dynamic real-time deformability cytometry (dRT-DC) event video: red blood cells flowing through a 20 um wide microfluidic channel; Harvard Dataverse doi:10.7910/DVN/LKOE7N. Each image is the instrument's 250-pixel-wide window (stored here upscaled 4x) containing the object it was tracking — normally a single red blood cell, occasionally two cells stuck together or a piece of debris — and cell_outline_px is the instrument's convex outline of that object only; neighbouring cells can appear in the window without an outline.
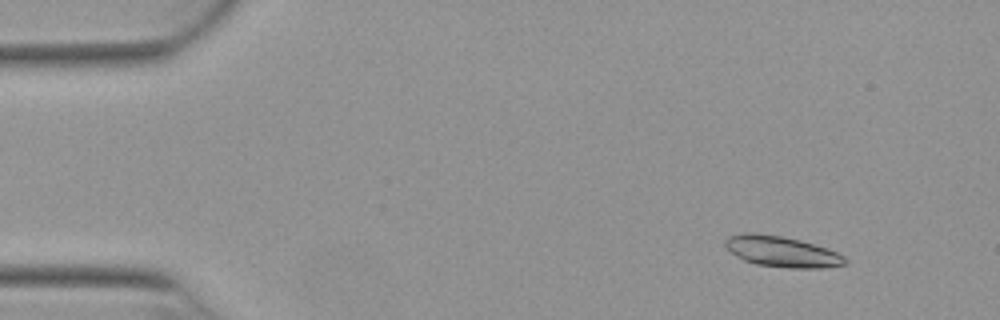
{"species": "Egyptian fruit bat (a non-hibernating species)", "species_latin": "Rousettus aegyptiacus", "temperature_condition": "warm", "stored_images_in_passage": 51, "camera_frame_rate_fps": 3000, "um_per_image_px": 0.085, "animal": {"sex": "female"}, "frame": {"image": 1, "passage_image": 5, "time_ms": 1.333, "image_size_px": [1000, 320], "cell_outline_px": [[848, 264], [820, 268], [788, 268], [756, 264], [744, 260], [736, 256], [724, 244], [724, 240], [728, 236], [744, 232], [756, 232], [780, 236], [800, 240], [828, 248], [844, 256], [848, 260]], "centroid_in_image_um": [66.46, 21.38], "position_along_channel_um": 18.5, "area_um2": 21.62}}
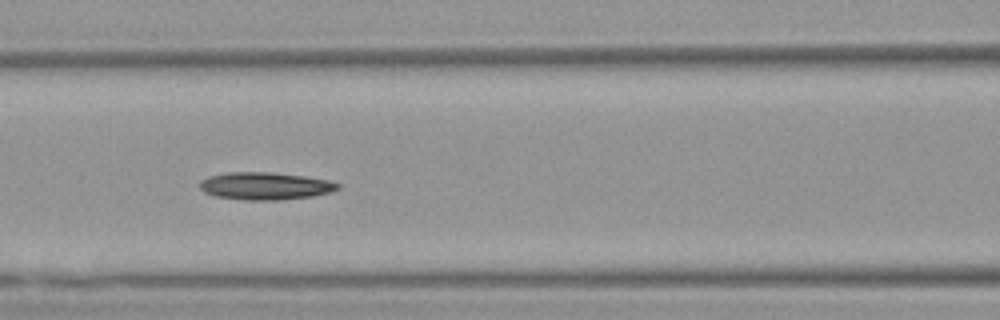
{"frame": {"image": 2, "passage_image": 22, "time_ms": 7.0, "image_size_px": [1000, 320], "cell_outline_px": [[340, 188], [332, 192], [312, 196], [280, 200], [244, 200], [216, 196], [204, 192], [200, 188], [200, 180], [208, 176], [228, 172], [268, 172], [304, 176], [328, 180], [340, 184]], "centroid_in_image_um": [22.54, 15.81], "position_along_channel_um": 144.1, "area_um2": 22.14}}
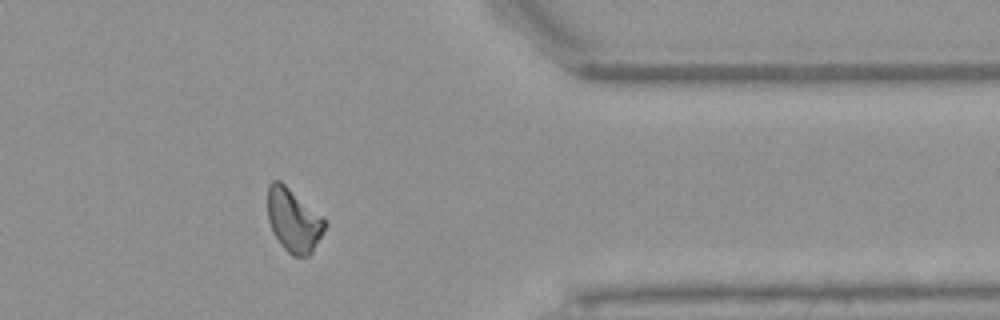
{"frame": {"image": 3, "passage_image": 42, "time_ms": 13.667, "image_size_px": [1000, 320], "cell_outline_px": [[328, 224], [312, 252], [308, 256], [292, 256], [280, 244], [272, 232], [268, 220], [268, 184], [272, 180], [280, 180], [320, 216]], "centroid_in_image_um": [24.92, 18.75], "position_along_channel_um": 386.5, "area_um2": 20.81}}